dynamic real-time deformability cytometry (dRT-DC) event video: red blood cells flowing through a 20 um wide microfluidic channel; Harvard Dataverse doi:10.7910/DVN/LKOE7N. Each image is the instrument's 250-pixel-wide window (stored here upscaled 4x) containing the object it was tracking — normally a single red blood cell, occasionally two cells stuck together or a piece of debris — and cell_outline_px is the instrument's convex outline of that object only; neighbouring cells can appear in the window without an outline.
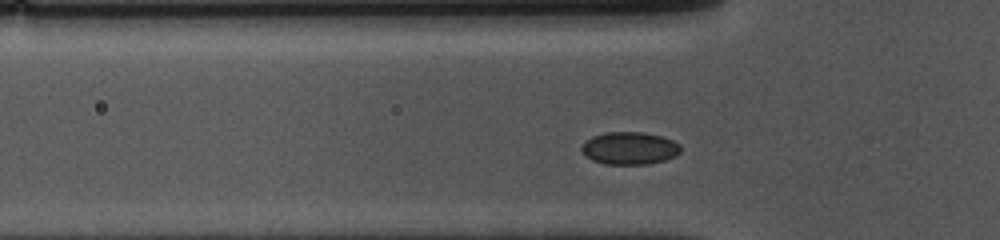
{"species": "common noctule bat (a hibernating species)", "species_latin": "Nyctalus noctula", "temperature_condition": "cold", "stored_images_in_passage": 35, "camera_frame_rate_fps": 3000, "um_per_image_px": 0.085, "animal": {"sex": "female", "body_mass_g": 10.0, "forearm_length_mm": 53.1}, "frame": {"image": 1, "passage_image": 9, "time_ms": 2.667, "image_size_px": [1000, 240], "cell_outline_px": [[680, 152], [676, 156], [664, 160], [648, 164], [604, 164], [592, 160], [580, 148], [592, 136], [604, 132], [640, 132], [660, 136], [672, 140], [680, 144]], "centroid_in_image_um": [53.53, 12.6], "position_along_channel_um": 72.3, "area_um2": 18.61}}
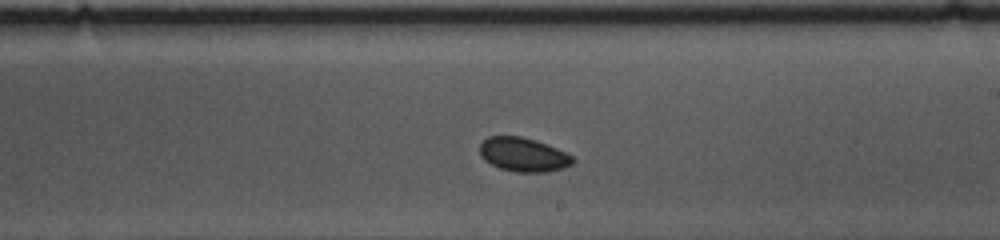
{"frame": {"image": 2, "passage_image": 23, "time_ms": 7.333, "image_size_px": [1000, 240], "cell_outline_px": [[576, 160], [572, 164], [564, 168], [548, 172], [516, 172], [500, 168], [484, 160], [480, 156], [480, 144], [488, 136], [520, 136], [536, 140], [556, 148], [572, 156]], "centroid_in_image_um": [44.48, 13.15], "position_along_channel_um": 244.5, "area_um2": 18.44}}
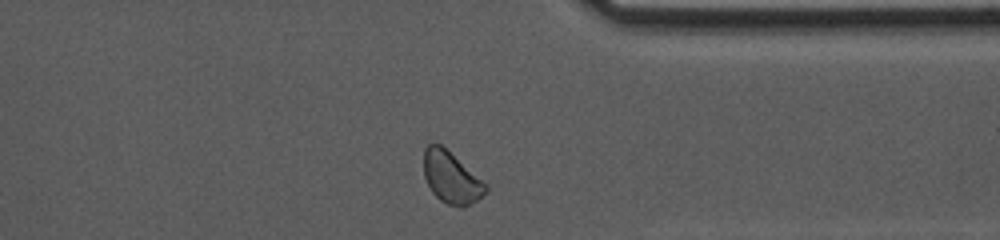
{"frame": {"image": 3, "passage_image": 34, "time_ms": 11.0, "image_size_px": [1000, 240], "cell_outline_px": [[488, 192], [476, 200], [468, 204], [448, 204], [440, 200], [432, 192], [424, 176], [424, 148], [428, 144], [440, 144], [488, 184]], "centroid_in_image_um": [38.36, 15.06], "position_along_channel_um": 373.0, "area_um2": 18.21}}